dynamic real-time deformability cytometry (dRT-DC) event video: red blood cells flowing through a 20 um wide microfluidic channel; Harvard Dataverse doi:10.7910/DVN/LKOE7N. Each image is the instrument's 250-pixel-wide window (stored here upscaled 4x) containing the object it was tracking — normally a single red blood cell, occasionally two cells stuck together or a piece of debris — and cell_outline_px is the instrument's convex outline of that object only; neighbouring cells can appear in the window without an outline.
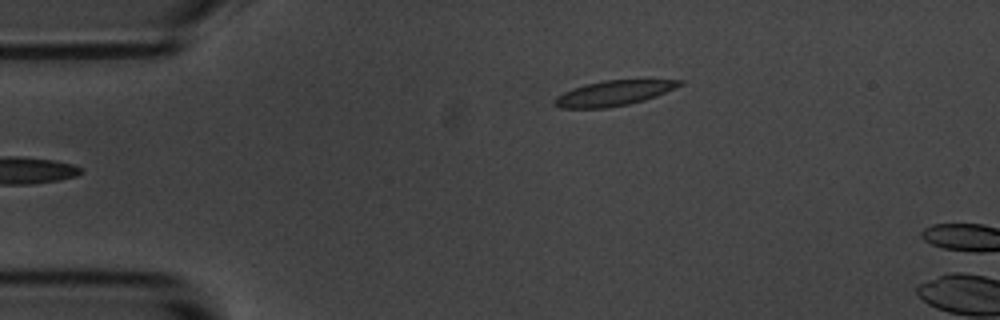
{"species": "common noctule bat (a hibernating species)", "species_latin": "Nyctalus noctula", "temperature_condition": "room temperature", "stored_images_in_passage": 4, "camera_frame_rate_fps": 3000, "um_per_image_px": 0.085, "animal": {"sex": "male", "body_mass_g": 20.1, "forearm_length_mm": 53.5}, "frame": {"image": 1, "passage_image": 4, "time_ms": 3.333, "image_size_px": [1000, 320], "cell_outline_px": [[684, 84], [676, 88], [656, 96], [644, 100], [628, 104], [608, 108], [560, 108], [552, 104], [552, 100], [556, 96], [572, 88], [584, 84], [604, 80], [684, 80]], "centroid_in_image_um": [52.12, 7.92], "position_along_channel_um": 32.9, "area_um2": 18.44}}